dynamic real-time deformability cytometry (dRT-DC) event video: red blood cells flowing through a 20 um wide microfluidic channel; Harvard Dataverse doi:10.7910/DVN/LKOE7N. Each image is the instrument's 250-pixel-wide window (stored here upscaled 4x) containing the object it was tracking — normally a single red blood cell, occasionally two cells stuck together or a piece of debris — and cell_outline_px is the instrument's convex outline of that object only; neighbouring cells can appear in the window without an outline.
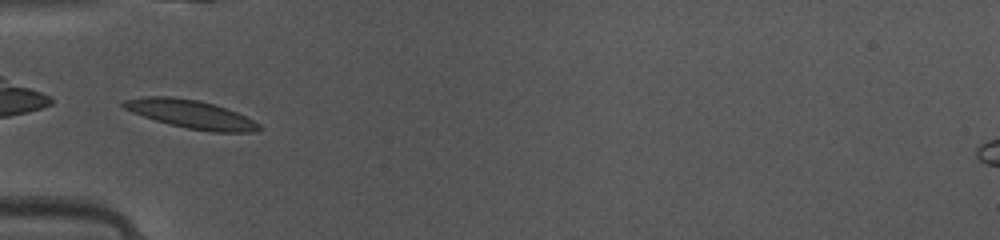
{"species": "common noctule bat (a hibernating species)", "species_latin": "Nyctalus noctula", "temperature_condition": "warm", "stored_images_in_passage": 31, "camera_frame_rate_fps": 3000, "um_per_image_px": 0.085, "animal": {"sex": "female", "body_mass_g": 10.0, "forearm_length_mm": 53.1}, "frame": {"image": 1, "passage_image": 1, "time_ms": 0.0, "image_size_px": [1000, 240], "cell_outline_px": [[264, 128], [252, 132], [212, 132], [188, 128], [156, 120], [132, 112], [124, 108], [120, 104], [124, 100], [144, 96], [168, 96], [200, 100], [236, 112], [260, 124]], "centroid_in_image_um": [16.22, 9.7], "position_along_channel_um": 68.8, "area_um2": 22.08}}
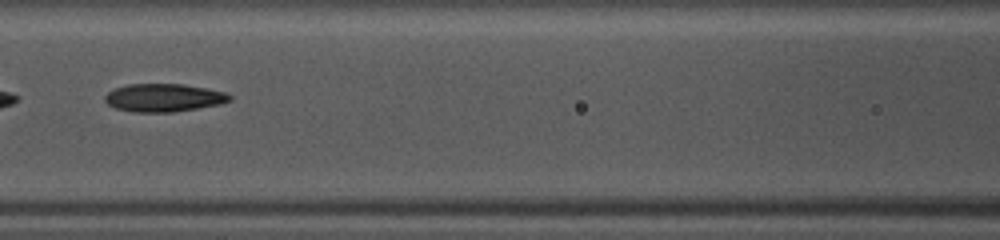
{"frame": {"image": 2, "passage_image": 7, "time_ms": 2.0, "image_size_px": [1000, 240], "cell_outline_px": [[232, 100], [220, 104], [172, 112], [132, 112], [116, 108], [108, 104], [104, 100], [104, 96], [108, 92], [116, 88], [128, 84], [180, 84], [204, 88], [224, 92], [232, 96]], "centroid_in_image_um": [13.89, 8.31], "position_along_channel_um": 152.7, "area_um2": 20.17}}
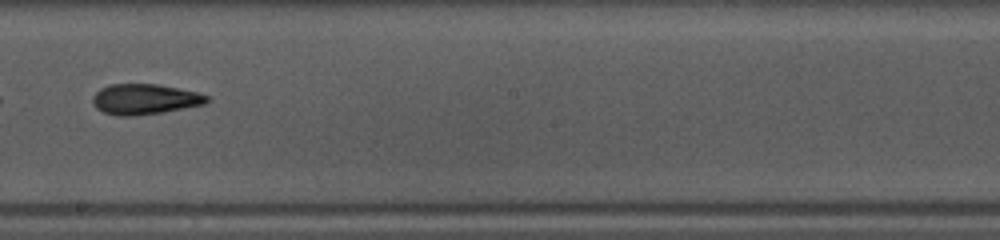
{"frame": {"image": 3, "passage_image": 13, "time_ms": 4.0, "image_size_px": [1000, 240], "cell_outline_px": [[212, 100], [204, 104], [164, 112], [132, 116], [116, 116], [104, 112], [96, 108], [92, 104], [92, 96], [100, 88], [108, 84], [160, 84], [196, 92], [208, 96]], "centroid_in_image_um": [12.28, 8.43], "position_along_channel_um": 235.9, "area_um2": 20.46}, "authors_computed_cell_mechanics": {"area_um2": 19.941, "velocity_mm_per_s": 4.1567, "shape_relaxation_time_tau1_ms": 6.4528, "shape_relaxation_time_tau2_ms": 2.8892, "deformation_change_tau1": 0.1932, "deformation_change_tau2": 0.1257}}